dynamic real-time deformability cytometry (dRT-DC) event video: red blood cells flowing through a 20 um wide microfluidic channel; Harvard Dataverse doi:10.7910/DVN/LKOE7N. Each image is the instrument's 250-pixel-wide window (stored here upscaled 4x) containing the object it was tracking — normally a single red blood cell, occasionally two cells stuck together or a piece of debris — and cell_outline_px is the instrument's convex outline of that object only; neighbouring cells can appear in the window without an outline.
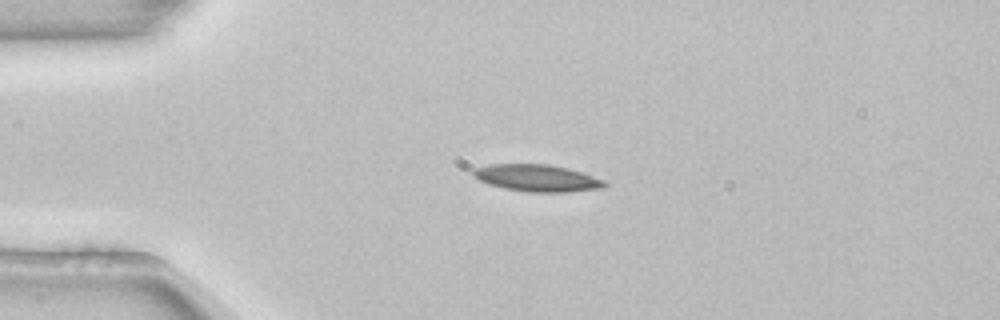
{"species": "common noctule bat (a hibernating species)", "species_latin": "Nyctalus noctula", "temperature_condition": "room temperature", "stored_images_in_passage": 53, "camera_frame_rate_fps": 3000, "um_per_image_px": 0.085, "animal": {"sex": "female", "body_mass_g": 22.7, "forearm_length_mm": 54.2}, "frame": {"image": 1, "passage_image": 12, "time_ms": 3.667, "image_size_px": [1000, 320], "cell_outline_px": [[608, 184], [604, 188], [568, 192], [528, 192], [504, 188], [488, 184], [472, 176], [472, 172], [476, 168], [492, 164], [548, 164], [568, 168], [604, 180]], "centroid_in_image_um": [45.66, 15.14], "position_along_channel_um": 39.3, "area_um2": 20.58}}
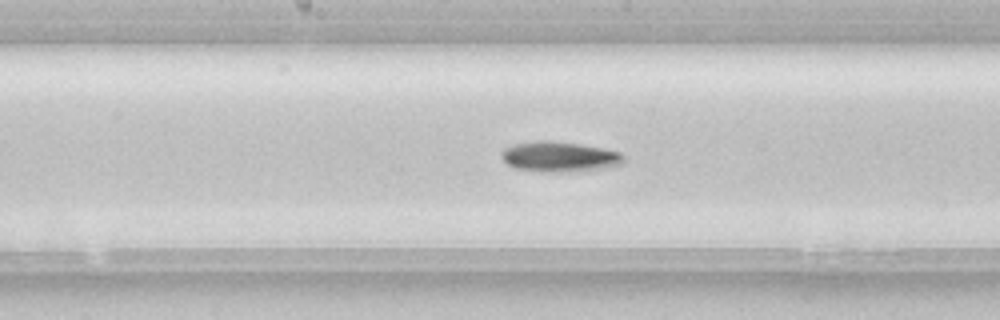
{"frame": {"image": 2, "passage_image": 27, "time_ms": 8.667, "image_size_px": [1000, 320], "cell_outline_px": [[624, 160], [620, 164], [584, 172], [544, 172], [516, 168], [508, 164], [500, 156], [500, 152], [504, 148], [516, 144], [540, 140], [544, 140], [580, 144], [604, 148], [620, 152], [624, 156]], "centroid_in_image_um": [47.56, 13.33], "position_along_channel_um": 200.6, "area_um2": 21.62}}
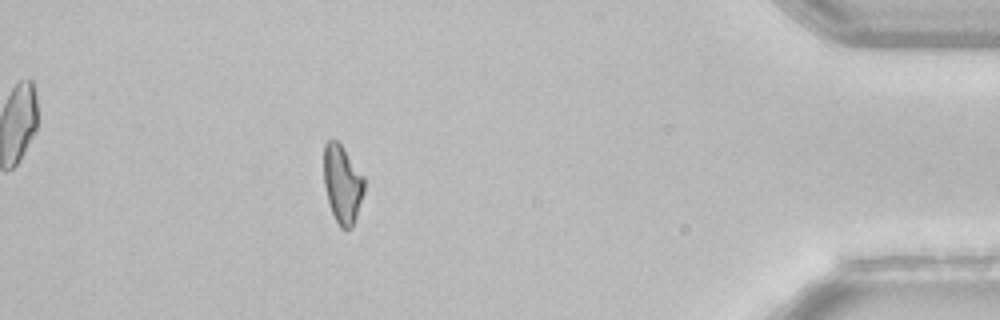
{"frame": {"image": 3, "passage_image": 47, "time_ms": 15.333, "image_size_px": [1000, 320], "cell_outline_px": [[364, 192], [352, 228], [340, 228], [328, 204], [324, 184], [324, 144], [328, 140], [336, 140], [340, 144], [364, 176]], "centroid_in_image_um": [29.09, 15.65], "position_along_channel_um": 406.1, "area_um2": 18.26}, "authors_computed_cell_mechanics": {"area_um2": 19.5942, "velocity_mm_per_s": 3.8517, "shape_relaxation_time_tau1_ms": 7.9058, "shape_relaxation_time_tau2_ms": null, "deformation_change_tau1": 0.1614, "deformation_change_tau2": null}}